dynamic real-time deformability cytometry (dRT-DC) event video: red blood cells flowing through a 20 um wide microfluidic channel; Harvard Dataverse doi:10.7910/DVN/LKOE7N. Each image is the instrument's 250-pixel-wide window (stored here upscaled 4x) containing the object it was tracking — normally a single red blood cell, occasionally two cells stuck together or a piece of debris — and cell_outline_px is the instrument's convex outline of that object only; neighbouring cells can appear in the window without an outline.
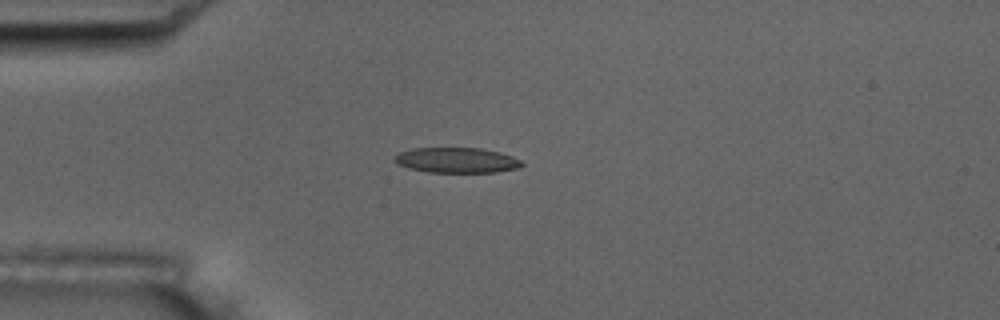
{"species": "common noctule bat (a hibernating species)", "species_latin": "Nyctalus noctula", "temperature_condition": "room temperature", "stored_images_in_passage": 5, "camera_frame_rate_fps": 3000, "um_per_image_px": 0.085, "animal": {"sex": "male", "body_mass_g": 17.5, "forearm_length_mm": 52.3}, "frame": {"image": 1, "passage_image": 3, "time_ms": 3.333, "image_size_px": [1000, 320], "cell_outline_px": [[524, 164], [516, 168], [496, 172], [428, 172], [408, 168], [396, 164], [392, 160], [400, 152], [412, 148], [480, 148], [500, 152], [512, 156], [520, 160]], "centroid_in_image_um": [38.78, 13.61], "position_along_channel_um": 46.2, "area_um2": 18.73}}